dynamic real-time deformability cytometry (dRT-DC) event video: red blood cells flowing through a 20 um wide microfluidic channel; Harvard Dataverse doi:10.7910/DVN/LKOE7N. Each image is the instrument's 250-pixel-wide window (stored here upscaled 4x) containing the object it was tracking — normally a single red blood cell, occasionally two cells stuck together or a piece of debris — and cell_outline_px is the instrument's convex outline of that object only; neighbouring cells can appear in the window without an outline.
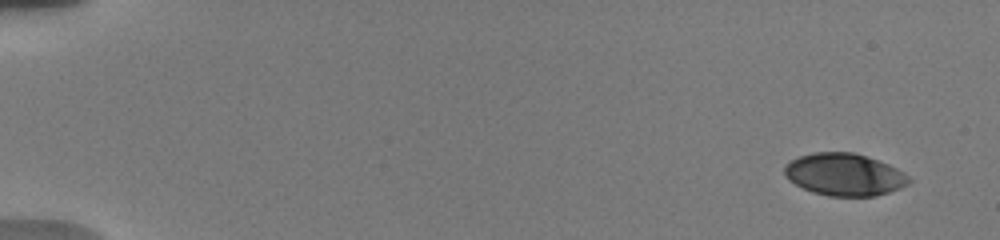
{"species": "human", "species_latin": "Homo sapiens", "temperature_condition": "warm", "stored_images_in_passage": 21, "camera_frame_rate_fps": 3000, "um_per_image_px": 0.085, "donor": {"sex": "male"}, "frame": {"image": 1, "passage_image": 1, "time_ms": 0.0, "image_size_px": [1000, 240], "cell_outline_px": [[912, 180], [908, 184], [900, 188], [876, 196], [828, 196], [812, 192], [788, 180], [784, 172], [784, 168], [792, 160], [800, 156], [812, 152], [852, 152], [888, 164], [904, 172]], "centroid_in_image_um": [71.78, 14.84], "position_along_channel_um": 13.2, "area_um2": 30.46}}
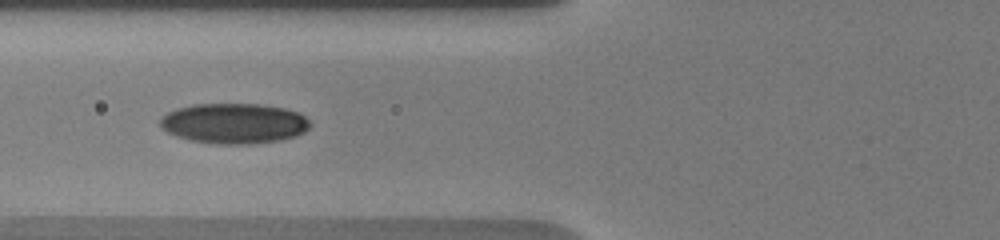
{"frame": {"image": 2, "passage_image": 7, "time_ms": 6.667, "image_size_px": [1000, 240], "cell_outline_px": [[312, 124], [304, 132], [296, 136], [276, 140], [248, 144], [216, 144], [188, 140], [176, 136], [160, 128], [160, 120], [168, 112], [176, 108], [192, 104], [260, 104], [284, 108], [296, 112], [304, 116]], "centroid_in_image_um": [19.86, 10.49], "position_along_channel_um": 105.9, "area_um2": 35.2}}
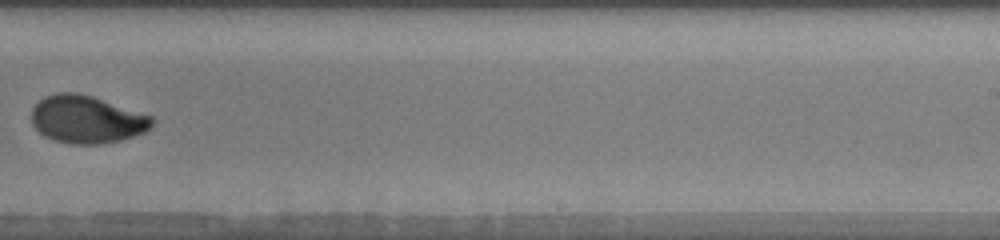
{"frame": {"image": 3, "passage_image": 11, "time_ms": 11.333, "image_size_px": [1000, 240], "cell_outline_px": [[152, 124], [144, 132], [120, 140], [100, 144], [72, 144], [56, 140], [44, 136], [32, 124], [32, 108], [44, 96], [56, 92], [76, 92], [92, 96], [152, 116]], "centroid_in_image_um": [7.33, 10.14], "position_along_channel_um": 281.7, "area_um2": 33.18}, "authors_computed_cell_mechanics": {"area_um2": 32.657, "velocity_mm_per_s": 3.7663, "shape_relaxation_time_tau1_ms": 4.6499, "shape_relaxation_time_tau2_ms": 0.9932, "deformation_change_tau1": 0.148, "deformation_change_tau2": 0.033}}